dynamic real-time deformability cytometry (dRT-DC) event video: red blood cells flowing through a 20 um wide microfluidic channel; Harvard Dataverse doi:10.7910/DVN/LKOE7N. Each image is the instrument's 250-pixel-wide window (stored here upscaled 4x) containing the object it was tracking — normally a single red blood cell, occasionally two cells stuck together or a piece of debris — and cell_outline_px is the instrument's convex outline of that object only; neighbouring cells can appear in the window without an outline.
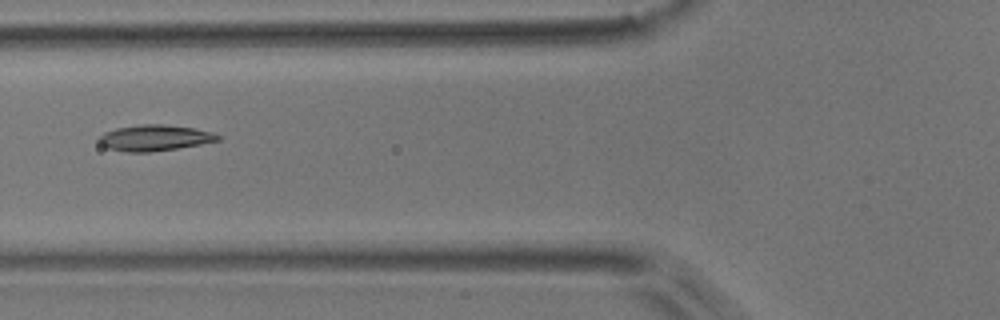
{"species": "common noctule bat (a hibernating species)", "species_latin": "Nyctalus noctula", "temperature_condition": "room temperature", "stored_images_in_passage": 7, "camera_frame_rate_fps": 3000, "um_per_image_px": 0.085, "animal": {"sex": "male", "body_mass_g": 17.9}, "frame": {"image": 1, "passage_image": 4, "time_ms": 1.0, "image_size_px": [1000, 320], "cell_outline_px": [[220, 140], [200, 144], [176, 148], [148, 152], [124, 152], [108, 148], [100, 144], [96, 140], [104, 132], [116, 128], [140, 124], [164, 124], [192, 128], [212, 132], [220, 136]], "centroid_in_image_um": [13.09, 11.71], "position_along_channel_um": 112.7, "area_um2": 17.92}}
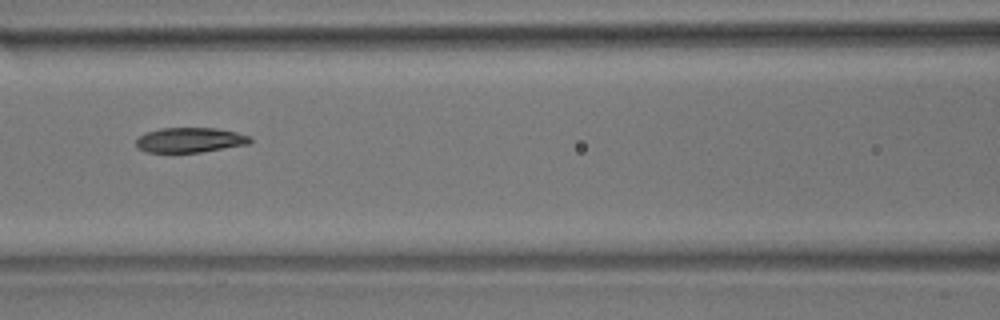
{"frame": {"image": 2, "passage_image": 5, "time_ms": 1.333, "image_size_px": [1000, 320], "cell_outline_px": [[252, 140], [248, 144], [200, 152], [148, 152], [136, 148], [136, 140], [140, 136], [148, 132], [160, 128], [216, 128], [236, 132], [252, 136]], "centroid_in_image_um": [16.16, 11.9], "position_along_channel_um": 150.4, "area_um2": 16.47}}
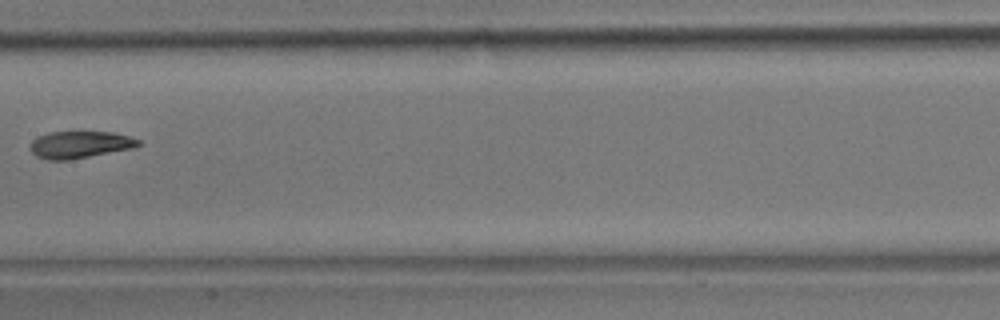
{"frame": {"image": 3, "passage_image": 6, "time_ms": 1.667, "image_size_px": [1000, 320], "cell_outline_px": [[140, 144], [136, 148], [68, 160], [48, 160], [36, 156], [28, 148], [32, 140], [48, 132], [112, 132], [128, 136], [140, 140]], "centroid_in_image_um": [6.79, 12.3], "position_along_channel_um": 200.6, "area_um2": 17.11}}